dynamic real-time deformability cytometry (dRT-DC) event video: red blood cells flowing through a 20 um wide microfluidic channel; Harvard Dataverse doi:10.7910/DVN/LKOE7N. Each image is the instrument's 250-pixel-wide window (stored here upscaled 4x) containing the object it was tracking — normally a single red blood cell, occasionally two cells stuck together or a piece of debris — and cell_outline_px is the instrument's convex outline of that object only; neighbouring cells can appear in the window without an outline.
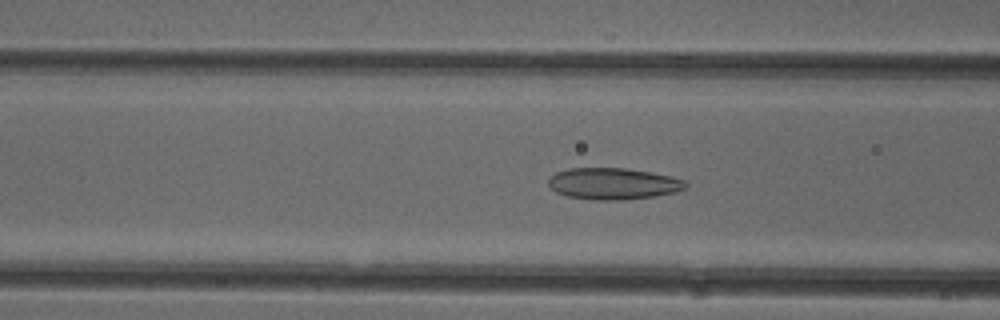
{"species": "common noctule bat (a hibernating species)", "species_latin": "Nyctalus noctula", "temperature_condition": "cold", "stored_images_in_passage": 44, "camera_frame_rate_fps": 3000, "um_per_image_px": 0.085, "animal": {"sex": "female"}, "frame": {"image": 1, "passage_image": 19, "time_ms": 6.0, "image_size_px": [1000, 320], "cell_outline_px": [[688, 188], [676, 192], [656, 196], [620, 200], [596, 200], [568, 196], [556, 192], [548, 184], [548, 180], [556, 172], [568, 168], [624, 168], [652, 172], [672, 176], [684, 180], [688, 184]], "centroid_in_image_um": [52.17, 15.61], "position_along_channel_um": 114.4, "area_um2": 25.32}}
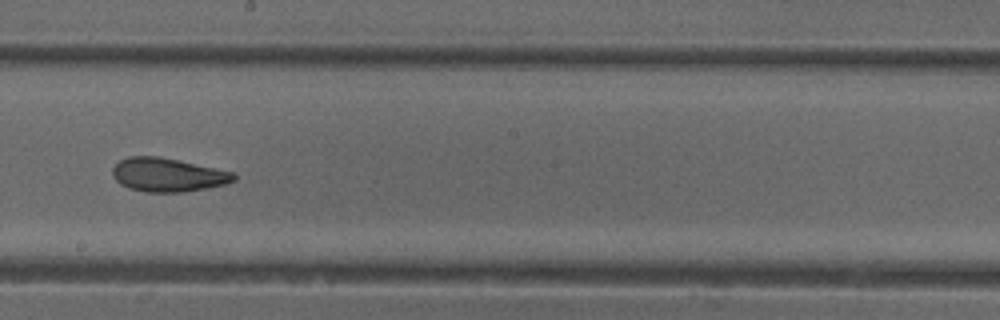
{"frame": {"image": 2, "passage_image": 28, "time_ms": 9.0, "image_size_px": [1000, 320], "cell_outline_px": [[236, 180], [228, 184], [208, 188], [184, 192], [144, 192], [128, 188], [120, 184], [112, 176], [112, 168], [120, 160], [128, 156], [156, 156], [176, 160], [232, 172], [236, 176]], "centroid_in_image_um": [14.23, 14.88], "position_along_channel_um": 234.0, "area_um2": 23.76}}
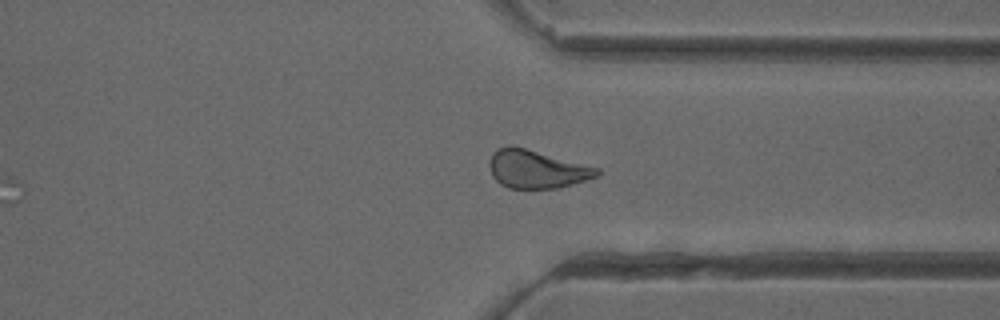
{"frame": {"image": 3, "passage_image": 38, "time_ms": 12.333, "image_size_px": [1000, 320], "cell_outline_px": [[600, 176], [572, 184], [556, 188], [508, 188], [500, 184], [492, 176], [488, 164], [492, 152], [496, 148], [512, 144], [600, 168]], "centroid_in_image_um": [45.59, 14.36], "position_along_channel_um": 365.8, "area_um2": 24.22}, "authors_computed_cell_mechanics": {"area_um2": 24.6806, "velocity_mm_per_s": 3.9802, "shape_relaxation_time_tau1_ms": null, "shape_relaxation_time_tau2_ms": 2.1375, "deformation_change_tau1": null, "deformation_change_tau2": 0.0958}}